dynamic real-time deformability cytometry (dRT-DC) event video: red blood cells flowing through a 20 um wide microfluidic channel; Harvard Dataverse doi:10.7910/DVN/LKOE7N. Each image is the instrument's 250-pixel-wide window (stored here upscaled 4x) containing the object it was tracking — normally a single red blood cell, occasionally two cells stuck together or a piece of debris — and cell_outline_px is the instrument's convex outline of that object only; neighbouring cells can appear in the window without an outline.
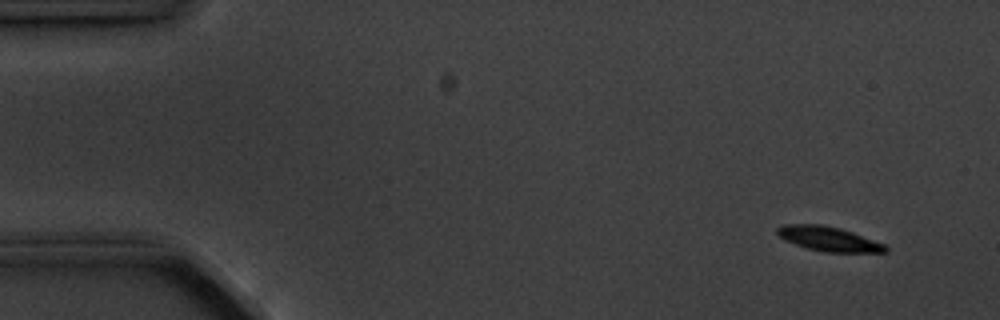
{"species": "common noctule bat (a hibernating species)", "species_latin": "Nyctalus noctula", "temperature_condition": "cold", "stored_images_in_passage": 6, "camera_frame_rate_fps": 3000, "um_per_image_px": 0.085, "animal": {"sex": "male", "body_mass_g": 20.1, "forearm_length_mm": 53.5}, "frame": {"image": 1, "passage_image": 2, "time_ms": 1.0, "image_size_px": [1000, 320], "cell_outline_px": [[888, 252], [824, 252], [804, 248], [784, 240], [776, 232], [776, 228], [784, 224], [824, 224], [840, 228], [852, 232], [884, 244], [888, 248]], "centroid_in_image_um": [70.39, 20.3], "position_along_channel_um": 14.6, "area_um2": 15.55}}